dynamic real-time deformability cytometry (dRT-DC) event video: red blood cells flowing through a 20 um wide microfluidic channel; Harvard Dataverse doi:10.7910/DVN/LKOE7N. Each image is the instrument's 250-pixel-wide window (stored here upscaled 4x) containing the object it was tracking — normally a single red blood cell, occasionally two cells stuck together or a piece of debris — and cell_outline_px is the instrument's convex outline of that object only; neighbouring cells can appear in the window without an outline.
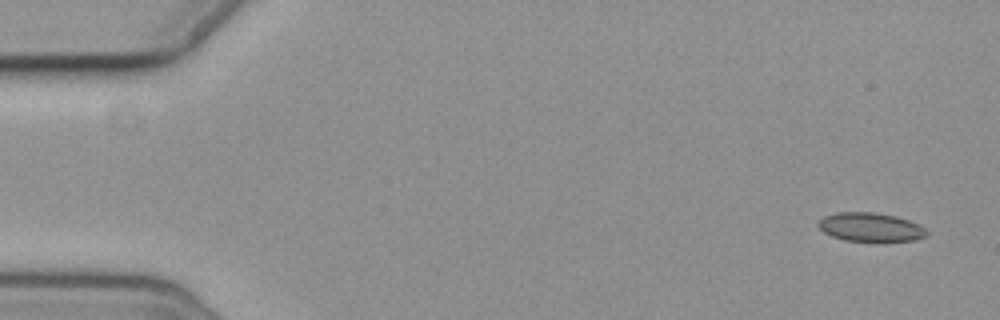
{"species": "common noctule bat (a hibernating species)", "species_latin": "Nyctalus noctula", "temperature_condition": "cold", "stored_images_in_passage": 4, "camera_frame_rate_fps": 3000, "um_per_image_px": 0.085, "animal": {"sex": "female", "body_mass_g": 19.3, "forearm_length_mm": 54.1}, "frame": {"image": 1, "passage_image": 1, "time_ms": 0.0, "image_size_px": [1000, 320], "cell_outline_px": [[928, 236], [912, 240], [844, 240], [832, 236], [824, 232], [816, 224], [824, 216], [836, 212], [872, 212], [896, 216], [908, 220], [924, 228], [928, 232]], "centroid_in_image_um": [73.96, 19.29], "position_along_channel_um": 11.0, "area_um2": 17.8}}
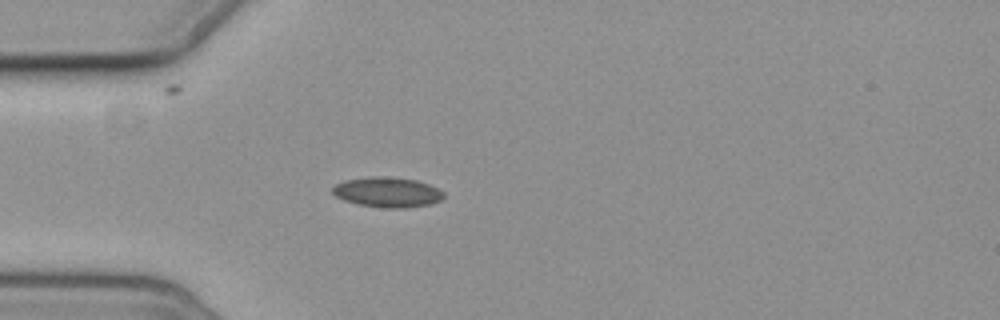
{"frame": {"image": 2, "passage_image": 4, "time_ms": 4.667, "image_size_px": [1000, 320], "cell_outline_px": [[444, 196], [440, 200], [432, 204], [404, 208], [384, 208], [356, 204], [344, 200], [336, 196], [332, 192], [332, 188], [336, 184], [344, 180], [368, 176], [384, 176], [416, 180], [428, 184], [444, 192]], "centroid_in_image_um": [32.91, 16.34], "position_along_channel_um": 52.1, "area_um2": 19.59}}